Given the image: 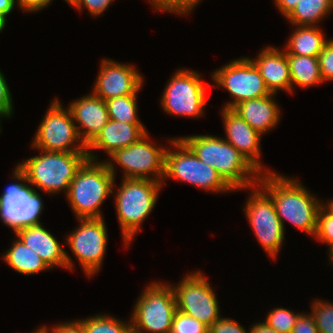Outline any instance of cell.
I'll use <instances>...</instances> for the list:
<instances>
[{
    "label": "cell",
    "mask_w": 333,
    "mask_h": 333,
    "mask_svg": "<svg viewBox=\"0 0 333 333\" xmlns=\"http://www.w3.org/2000/svg\"><path fill=\"white\" fill-rule=\"evenodd\" d=\"M105 102L109 119L124 123H141L137 118V95L114 97Z\"/></svg>",
    "instance_id": "4316f807"
},
{
    "label": "cell",
    "mask_w": 333,
    "mask_h": 333,
    "mask_svg": "<svg viewBox=\"0 0 333 333\" xmlns=\"http://www.w3.org/2000/svg\"><path fill=\"white\" fill-rule=\"evenodd\" d=\"M177 311L174 290L166 282H153L138 297L131 317L133 333H170Z\"/></svg>",
    "instance_id": "52a82bcc"
},
{
    "label": "cell",
    "mask_w": 333,
    "mask_h": 333,
    "mask_svg": "<svg viewBox=\"0 0 333 333\" xmlns=\"http://www.w3.org/2000/svg\"><path fill=\"white\" fill-rule=\"evenodd\" d=\"M6 17L2 14H0V32L3 31V29L5 28L6 25Z\"/></svg>",
    "instance_id": "f6af8a7d"
},
{
    "label": "cell",
    "mask_w": 333,
    "mask_h": 333,
    "mask_svg": "<svg viewBox=\"0 0 333 333\" xmlns=\"http://www.w3.org/2000/svg\"><path fill=\"white\" fill-rule=\"evenodd\" d=\"M208 333H249L236 320L220 317L208 327Z\"/></svg>",
    "instance_id": "e575fe53"
},
{
    "label": "cell",
    "mask_w": 333,
    "mask_h": 333,
    "mask_svg": "<svg viewBox=\"0 0 333 333\" xmlns=\"http://www.w3.org/2000/svg\"><path fill=\"white\" fill-rule=\"evenodd\" d=\"M251 60L259 69L270 93L276 94L279 90L291 93V76L285 50L268 46Z\"/></svg>",
    "instance_id": "44dd1931"
},
{
    "label": "cell",
    "mask_w": 333,
    "mask_h": 333,
    "mask_svg": "<svg viewBox=\"0 0 333 333\" xmlns=\"http://www.w3.org/2000/svg\"><path fill=\"white\" fill-rule=\"evenodd\" d=\"M69 5H71L75 0H65Z\"/></svg>",
    "instance_id": "c3c4849f"
},
{
    "label": "cell",
    "mask_w": 333,
    "mask_h": 333,
    "mask_svg": "<svg viewBox=\"0 0 333 333\" xmlns=\"http://www.w3.org/2000/svg\"><path fill=\"white\" fill-rule=\"evenodd\" d=\"M53 0H16V4L23 11L33 13L36 11L43 10L52 3Z\"/></svg>",
    "instance_id": "ab89813d"
},
{
    "label": "cell",
    "mask_w": 333,
    "mask_h": 333,
    "mask_svg": "<svg viewBox=\"0 0 333 333\" xmlns=\"http://www.w3.org/2000/svg\"><path fill=\"white\" fill-rule=\"evenodd\" d=\"M221 114L226 133V138L224 139L243 154L244 157H246L247 160L261 173L275 172L273 170L265 171L261 160H259L261 156L260 139L263 135L253 129L232 109L223 108Z\"/></svg>",
    "instance_id": "e0dca14e"
},
{
    "label": "cell",
    "mask_w": 333,
    "mask_h": 333,
    "mask_svg": "<svg viewBox=\"0 0 333 333\" xmlns=\"http://www.w3.org/2000/svg\"><path fill=\"white\" fill-rule=\"evenodd\" d=\"M85 333H133L131 321L123 322L109 314H96L82 319Z\"/></svg>",
    "instance_id": "83f0119b"
},
{
    "label": "cell",
    "mask_w": 333,
    "mask_h": 333,
    "mask_svg": "<svg viewBox=\"0 0 333 333\" xmlns=\"http://www.w3.org/2000/svg\"><path fill=\"white\" fill-rule=\"evenodd\" d=\"M299 0H274L276 7L285 18L293 11Z\"/></svg>",
    "instance_id": "60d3db41"
},
{
    "label": "cell",
    "mask_w": 333,
    "mask_h": 333,
    "mask_svg": "<svg viewBox=\"0 0 333 333\" xmlns=\"http://www.w3.org/2000/svg\"><path fill=\"white\" fill-rule=\"evenodd\" d=\"M13 171L11 176L20 183L10 184L0 195V220L15 232L41 224L39 218L44 203L41 195L28 182L25 173L17 165Z\"/></svg>",
    "instance_id": "ba28073f"
},
{
    "label": "cell",
    "mask_w": 333,
    "mask_h": 333,
    "mask_svg": "<svg viewBox=\"0 0 333 333\" xmlns=\"http://www.w3.org/2000/svg\"><path fill=\"white\" fill-rule=\"evenodd\" d=\"M3 259L15 272L33 275L51 268L43 259L19 239H14L12 246L3 254Z\"/></svg>",
    "instance_id": "cb8c5ba5"
},
{
    "label": "cell",
    "mask_w": 333,
    "mask_h": 333,
    "mask_svg": "<svg viewBox=\"0 0 333 333\" xmlns=\"http://www.w3.org/2000/svg\"><path fill=\"white\" fill-rule=\"evenodd\" d=\"M320 73L323 82L333 80V39L329 40L318 55Z\"/></svg>",
    "instance_id": "836d02e7"
},
{
    "label": "cell",
    "mask_w": 333,
    "mask_h": 333,
    "mask_svg": "<svg viewBox=\"0 0 333 333\" xmlns=\"http://www.w3.org/2000/svg\"><path fill=\"white\" fill-rule=\"evenodd\" d=\"M249 333H279L270 327L266 322L255 323L251 326Z\"/></svg>",
    "instance_id": "b9f144b4"
},
{
    "label": "cell",
    "mask_w": 333,
    "mask_h": 333,
    "mask_svg": "<svg viewBox=\"0 0 333 333\" xmlns=\"http://www.w3.org/2000/svg\"><path fill=\"white\" fill-rule=\"evenodd\" d=\"M214 88L226 89L233 101H228L224 109H233L239 103L264 97L270 94L259 69L252 62L251 58L242 57L234 59L212 73Z\"/></svg>",
    "instance_id": "8fae6325"
},
{
    "label": "cell",
    "mask_w": 333,
    "mask_h": 333,
    "mask_svg": "<svg viewBox=\"0 0 333 333\" xmlns=\"http://www.w3.org/2000/svg\"><path fill=\"white\" fill-rule=\"evenodd\" d=\"M299 315L287 308L277 307L267 314L265 322L279 333H291Z\"/></svg>",
    "instance_id": "f1b7e54d"
},
{
    "label": "cell",
    "mask_w": 333,
    "mask_h": 333,
    "mask_svg": "<svg viewBox=\"0 0 333 333\" xmlns=\"http://www.w3.org/2000/svg\"><path fill=\"white\" fill-rule=\"evenodd\" d=\"M68 109L72 114L80 139L86 146L109 120L106 102L93 93L74 100L68 105Z\"/></svg>",
    "instance_id": "ac0fdd59"
},
{
    "label": "cell",
    "mask_w": 333,
    "mask_h": 333,
    "mask_svg": "<svg viewBox=\"0 0 333 333\" xmlns=\"http://www.w3.org/2000/svg\"><path fill=\"white\" fill-rule=\"evenodd\" d=\"M14 233L24 245L36 252L50 268L61 266L73 271L74 262H72L68 252L42 224L24 227Z\"/></svg>",
    "instance_id": "d6986e66"
},
{
    "label": "cell",
    "mask_w": 333,
    "mask_h": 333,
    "mask_svg": "<svg viewBox=\"0 0 333 333\" xmlns=\"http://www.w3.org/2000/svg\"><path fill=\"white\" fill-rule=\"evenodd\" d=\"M274 93L250 99L236 105L232 110L261 135L275 128L280 120V109Z\"/></svg>",
    "instance_id": "7402d4cb"
},
{
    "label": "cell",
    "mask_w": 333,
    "mask_h": 333,
    "mask_svg": "<svg viewBox=\"0 0 333 333\" xmlns=\"http://www.w3.org/2000/svg\"><path fill=\"white\" fill-rule=\"evenodd\" d=\"M156 11L188 15L201 0H149Z\"/></svg>",
    "instance_id": "1f68e13d"
},
{
    "label": "cell",
    "mask_w": 333,
    "mask_h": 333,
    "mask_svg": "<svg viewBox=\"0 0 333 333\" xmlns=\"http://www.w3.org/2000/svg\"><path fill=\"white\" fill-rule=\"evenodd\" d=\"M161 187L162 182L156 180L123 178L116 193L112 191L116 194V213L126 247L157 204Z\"/></svg>",
    "instance_id": "5b68a950"
},
{
    "label": "cell",
    "mask_w": 333,
    "mask_h": 333,
    "mask_svg": "<svg viewBox=\"0 0 333 333\" xmlns=\"http://www.w3.org/2000/svg\"><path fill=\"white\" fill-rule=\"evenodd\" d=\"M1 117H5L1 112H0V123H1ZM1 125V124H0ZM0 132H1V126H0Z\"/></svg>",
    "instance_id": "681fc988"
},
{
    "label": "cell",
    "mask_w": 333,
    "mask_h": 333,
    "mask_svg": "<svg viewBox=\"0 0 333 333\" xmlns=\"http://www.w3.org/2000/svg\"><path fill=\"white\" fill-rule=\"evenodd\" d=\"M39 151L41 155L30 157L17 166L32 186L49 195L59 191H66L67 195L71 181L88 159L87 152Z\"/></svg>",
    "instance_id": "277c9868"
},
{
    "label": "cell",
    "mask_w": 333,
    "mask_h": 333,
    "mask_svg": "<svg viewBox=\"0 0 333 333\" xmlns=\"http://www.w3.org/2000/svg\"><path fill=\"white\" fill-rule=\"evenodd\" d=\"M291 76V94L294 85L308 88L323 83L318 57L287 54Z\"/></svg>",
    "instance_id": "d4e9b609"
},
{
    "label": "cell",
    "mask_w": 333,
    "mask_h": 333,
    "mask_svg": "<svg viewBox=\"0 0 333 333\" xmlns=\"http://www.w3.org/2000/svg\"><path fill=\"white\" fill-rule=\"evenodd\" d=\"M31 333H45V332L43 331V329L41 327H39L38 329H36L35 331H33Z\"/></svg>",
    "instance_id": "7dc6e473"
},
{
    "label": "cell",
    "mask_w": 333,
    "mask_h": 333,
    "mask_svg": "<svg viewBox=\"0 0 333 333\" xmlns=\"http://www.w3.org/2000/svg\"><path fill=\"white\" fill-rule=\"evenodd\" d=\"M321 207L331 216H333V199L328 201L327 203L321 202Z\"/></svg>",
    "instance_id": "ee69618b"
},
{
    "label": "cell",
    "mask_w": 333,
    "mask_h": 333,
    "mask_svg": "<svg viewBox=\"0 0 333 333\" xmlns=\"http://www.w3.org/2000/svg\"><path fill=\"white\" fill-rule=\"evenodd\" d=\"M329 254H330V260H331V264H333V244L329 246Z\"/></svg>",
    "instance_id": "bcb514c9"
},
{
    "label": "cell",
    "mask_w": 333,
    "mask_h": 333,
    "mask_svg": "<svg viewBox=\"0 0 333 333\" xmlns=\"http://www.w3.org/2000/svg\"><path fill=\"white\" fill-rule=\"evenodd\" d=\"M295 31L290 35L286 43V54L298 56L318 57L323 51L326 40L325 35L318 26H294Z\"/></svg>",
    "instance_id": "603a6c76"
},
{
    "label": "cell",
    "mask_w": 333,
    "mask_h": 333,
    "mask_svg": "<svg viewBox=\"0 0 333 333\" xmlns=\"http://www.w3.org/2000/svg\"><path fill=\"white\" fill-rule=\"evenodd\" d=\"M201 76L193 70L178 69L160 98L164 111L174 116L202 117L208 104L206 90L209 85H204Z\"/></svg>",
    "instance_id": "30bf717a"
},
{
    "label": "cell",
    "mask_w": 333,
    "mask_h": 333,
    "mask_svg": "<svg viewBox=\"0 0 333 333\" xmlns=\"http://www.w3.org/2000/svg\"><path fill=\"white\" fill-rule=\"evenodd\" d=\"M311 306L310 314L319 333H333V303L316 299Z\"/></svg>",
    "instance_id": "f546056e"
},
{
    "label": "cell",
    "mask_w": 333,
    "mask_h": 333,
    "mask_svg": "<svg viewBox=\"0 0 333 333\" xmlns=\"http://www.w3.org/2000/svg\"><path fill=\"white\" fill-rule=\"evenodd\" d=\"M13 111L11 92L7 85L4 74H2L0 71V112L6 116V118H9L12 116Z\"/></svg>",
    "instance_id": "8d00e7d4"
},
{
    "label": "cell",
    "mask_w": 333,
    "mask_h": 333,
    "mask_svg": "<svg viewBox=\"0 0 333 333\" xmlns=\"http://www.w3.org/2000/svg\"><path fill=\"white\" fill-rule=\"evenodd\" d=\"M179 138L202 162L214 168L234 191L250 190L257 185L261 172L224 138L207 134Z\"/></svg>",
    "instance_id": "7a4b0ae2"
},
{
    "label": "cell",
    "mask_w": 333,
    "mask_h": 333,
    "mask_svg": "<svg viewBox=\"0 0 333 333\" xmlns=\"http://www.w3.org/2000/svg\"><path fill=\"white\" fill-rule=\"evenodd\" d=\"M166 148L150 142L147 133L139 141L116 150L109 157L123 168V178L149 179L163 183Z\"/></svg>",
    "instance_id": "5bb4252c"
},
{
    "label": "cell",
    "mask_w": 333,
    "mask_h": 333,
    "mask_svg": "<svg viewBox=\"0 0 333 333\" xmlns=\"http://www.w3.org/2000/svg\"><path fill=\"white\" fill-rule=\"evenodd\" d=\"M168 142L174 150L166 148L163 182L172 178L209 192L233 191L218 172L202 162L180 138L174 137Z\"/></svg>",
    "instance_id": "8992f818"
},
{
    "label": "cell",
    "mask_w": 333,
    "mask_h": 333,
    "mask_svg": "<svg viewBox=\"0 0 333 333\" xmlns=\"http://www.w3.org/2000/svg\"><path fill=\"white\" fill-rule=\"evenodd\" d=\"M170 333H208V326L177 310Z\"/></svg>",
    "instance_id": "4dcf8cb0"
},
{
    "label": "cell",
    "mask_w": 333,
    "mask_h": 333,
    "mask_svg": "<svg viewBox=\"0 0 333 333\" xmlns=\"http://www.w3.org/2000/svg\"><path fill=\"white\" fill-rule=\"evenodd\" d=\"M142 84L143 76L131 64L103 59L92 93L106 101L114 97L137 95Z\"/></svg>",
    "instance_id": "2e32d148"
},
{
    "label": "cell",
    "mask_w": 333,
    "mask_h": 333,
    "mask_svg": "<svg viewBox=\"0 0 333 333\" xmlns=\"http://www.w3.org/2000/svg\"><path fill=\"white\" fill-rule=\"evenodd\" d=\"M41 328L45 333H85L81 320H75L74 322H62L61 324L54 325L53 328L42 325Z\"/></svg>",
    "instance_id": "74e56055"
},
{
    "label": "cell",
    "mask_w": 333,
    "mask_h": 333,
    "mask_svg": "<svg viewBox=\"0 0 333 333\" xmlns=\"http://www.w3.org/2000/svg\"><path fill=\"white\" fill-rule=\"evenodd\" d=\"M32 146L33 149L48 152H87L70 110L63 108L57 98L52 101L39 124Z\"/></svg>",
    "instance_id": "9c48e42d"
},
{
    "label": "cell",
    "mask_w": 333,
    "mask_h": 333,
    "mask_svg": "<svg viewBox=\"0 0 333 333\" xmlns=\"http://www.w3.org/2000/svg\"><path fill=\"white\" fill-rule=\"evenodd\" d=\"M111 161L87 159L71 181L66 195L77 219L104 218L100 207L112 194L116 169Z\"/></svg>",
    "instance_id": "3957f363"
},
{
    "label": "cell",
    "mask_w": 333,
    "mask_h": 333,
    "mask_svg": "<svg viewBox=\"0 0 333 333\" xmlns=\"http://www.w3.org/2000/svg\"><path fill=\"white\" fill-rule=\"evenodd\" d=\"M291 333H319L311 314L301 313Z\"/></svg>",
    "instance_id": "f35d334b"
},
{
    "label": "cell",
    "mask_w": 333,
    "mask_h": 333,
    "mask_svg": "<svg viewBox=\"0 0 333 333\" xmlns=\"http://www.w3.org/2000/svg\"><path fill=\"white\" fill-rule=\"evenodd\" d=\"M257 184L273 200L283 228L286 220L314 237L321 201L302 186L299 180L276 172H263Z\"/></svg>",
    "instance_id": "6da1fadb"
},
{
    "label": "cell",
    "mask_w": 333,
    "mask_h": 333,
    "mask_svg": "<svg viewBox=\"0 0 333 333\" xmlns=\"http://www.w3.org/2000/svg\"><path fill=\"white\" fill-rule=\"evenodd\" d=\"M332 10L333 0H299L286 19L293 26H319Z\"/></svg>",
    "instance_id": "484cf974"
},
{
    "label": "cell",
    "mask_w": 333,
    "mask_h": 333,
    "mask_svg": "<svg viewBox=\"0 0 333 333\" xmlns=\"http://www.w3.org/2000/svg\"><path fill=\"white\" fill-rule=\"evenodd\" d=\"M16 4V0H0V14L4 15L7 18Z\"/></svg>",
    "instance_id": "7bdbcfd3"
},
{
    "label": "cell",
    "mask_w": 333,
    "mask_h": 333,
    "mask_svg": "<svg viewBox=\"0 0 333 333\" xmlns=\"http://www.w3.org/2000/svg\"><path fill=\"white\" fill-rule=\"evenodd\" d=\"M114 0H75L71 6L77 10H81L82 7L86 8L90 15L97 17L104 13V11L112 4Z\"/></svg>",
    "instance_id": "d590c367"
},
{
    "label": "cell",
    "mask_w": 333,
    "mask_h": 333,
    "mask_svg": "<svg viewBox=\"0 0 333 333\" xmlns=\"http://www.w3.org/2000/svg\"><path fill=\"white\" fill-rule=\"evenodd\" d=\"M174 290L177 310L189 315L206 326L212 325L220 318L219 301L208 279L195 271L185 275Z\"/></svg>",
    "instance_id": "4fadbf2b"
},
{
    "label": "cell",
    "mask_w": 333,
    "mask_h": 333,
    "mask_svg": "<svg viewBox=\"0 0 333 333\" xmlns=\"http://www.w3.org/2000/svg\"><path fill=\"white\" fill-rule=\"evenodd\" d=\"M314 238L329 246L333 244V216L329 215L322 207L318 212Z\"/></svg>",
    "instance_id": "d6a6232c"
},
{
    "label": "cell",
    "mask_w": 333,
    "mask_h": 333,
    "mask_svg": "<svg viewBox=\"0 0 333 333\" xmlns=\"http://www.w3.org/2000/svg\"><path fill=\"white\" fill-rule=\"evenodd\" d=\"M245 205V214L256 239L269 257L276 259L285 238V230L271 197L257 184Z\"/></svg>",
    "instance_id": "7c38bea8"
},
{
    "label": "cell",
    "mask_w": 333,
    "mask_h": 333,
    "mask_svg": "<svg viewBox=\"0 0 333 333\" xmlns=\"http://www.w3.org/2000/svg\"><path fill=\"white\" fill-rule=\"evenodd\" d=\"M143 123H124L109 119L97 136L87 145L88 159L97 161L91 150L101 149L108 156L116 150L128 147L147 134Z\"/></svg>",
    "instance_id": "ffe728a7"
},
{
    "label": "cell",
    "mask_w": 333,
    "mask_h": 333,
    "mask_svg": "<svg viewBox=\"0 0 333 333\" xmlns=\"http://www.w3.org/2000/svg\"><path fill=\"white\" fill-rule=\"evenodd\" d=\"M79 220V227L66 237V244L78 259L84 273L93 277L101 269L107 248V228L103 218Z\"/></svg>",
    "instance_id": "9a60e30c"
}]
</instances>
